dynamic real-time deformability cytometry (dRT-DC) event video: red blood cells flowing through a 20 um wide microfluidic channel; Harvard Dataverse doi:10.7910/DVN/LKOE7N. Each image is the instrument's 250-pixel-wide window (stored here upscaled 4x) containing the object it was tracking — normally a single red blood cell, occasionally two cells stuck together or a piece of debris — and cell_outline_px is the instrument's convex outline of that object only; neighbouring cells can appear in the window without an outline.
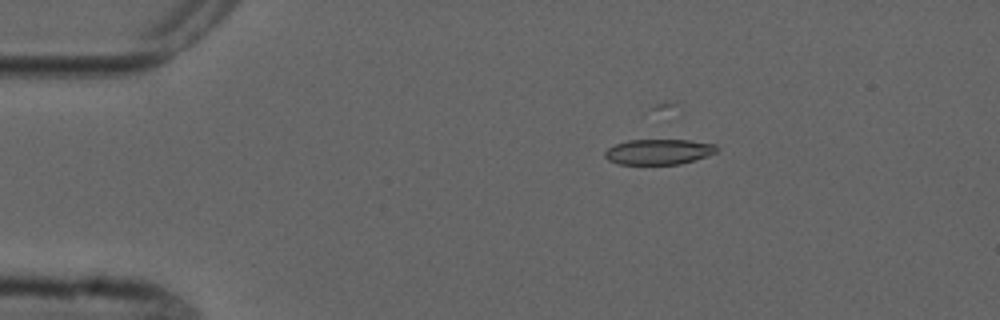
{"species": "common noctule bat (a hibernating species)", "species_latin": "Nyctalus noctula", "temperature_condition": "cold", "stored_images_in_passage": 7, "camera_frame_rate_fps": 3000, "um_per_image_px": 0.085, "animal": {"sex": "male", "forearm_length_mm": 52.5}, "frame": {"image": 1, "passage_image": 4, "time_ms": 3.667, "image_size_px": [1000, 320], "cell_outline_px": [[716, 152], [680, 164], [616, 164], [608, 160], [604, 156], [604, 152], [608, 148], [616, 144], [628, 140], [688, 140], [716, 144]], "centroid_in_image_um": [55.93, 12.9], "position_along_channel_um": 29.1, "area_um2": 16.36}}
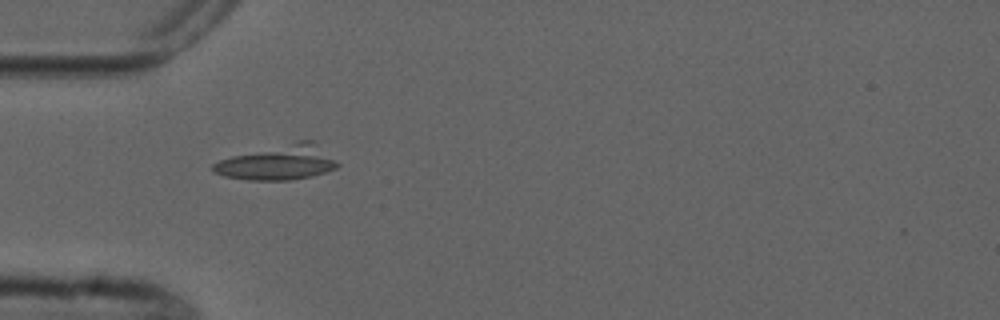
{"frame": {"image": 2, "passage_image": 6, "time_ms": 6.0, "image_size_px": [1000, 320], "cell_outline_px": [[340, 164], [336, 168], [312, 176], [288, 180], [248, 180], [224, 176], [212, 172], [212, 164], [220, 160], [232, 156], [300, 140], [312, 140]], "centroid_in_image_um": [23.62, 13.83], "position_along_channel_um": 61.4, "area_um2": 24.8}}
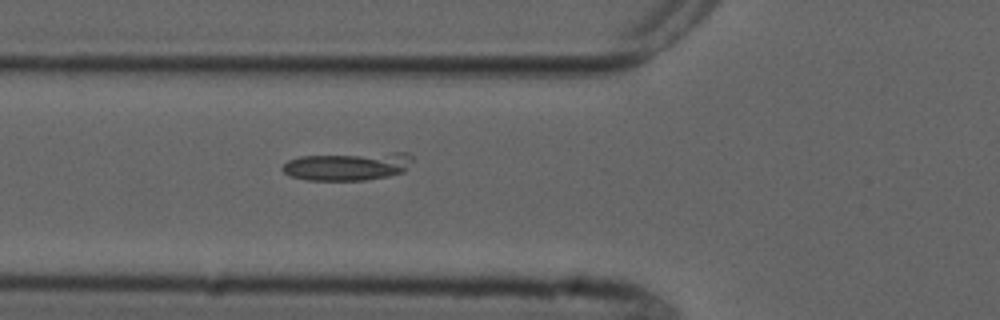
{"frame": {"image": 3, "passage_image": 7, "time_ms": 7.0, "image_size_px": [1000, 320], "cell_outline_px": [[412, 160], [404, 172], [388, 176], [364, 180], [308, 180], [288, 176], [280, 168], [288, 160], [300, 156], [396, 152], [408, 152], [412, 156]], "centroid_in_image_um": [29.54, 14.13], "position_along_channel_um": 96.3, "area_um2": 21.44}}